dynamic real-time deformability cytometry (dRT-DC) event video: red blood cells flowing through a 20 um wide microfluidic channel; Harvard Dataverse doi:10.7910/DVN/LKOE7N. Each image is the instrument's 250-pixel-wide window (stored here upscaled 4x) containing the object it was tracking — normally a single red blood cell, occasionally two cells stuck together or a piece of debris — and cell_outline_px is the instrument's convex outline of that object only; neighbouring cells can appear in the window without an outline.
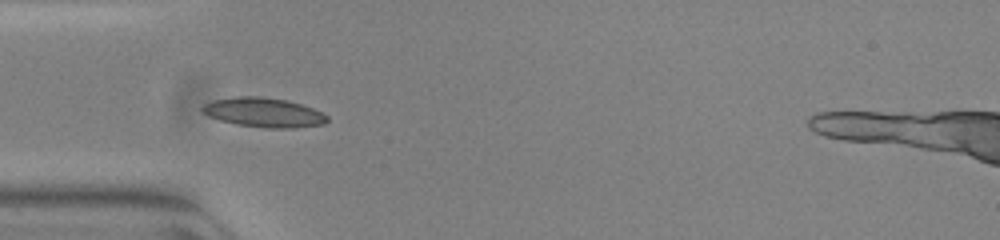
{"species": "common noctule bat (a hibernating species)", "species_latin": "Nyctalus noctula", "temperature_condition": "warm", "stored_images_in_passage": 35, "camera_frame_rate_fps": 3000, "um_per_image_px": 0.085, "animal": {"sex": "female", "body_mass_g": 23.0, "forearm_length_mm": 53.4}, "frame": {"image": 1, "passage_image": 1, "time_ms": 0.0, "image_size_px": [1000, 240], "cell_outline_px": [[328, 120], [324, 124], [296, 128], [264, 128], [236, 124], [220, 120], [208, 116], [200, 112], [200, 108], [204, 104], [212, 100], [236, 96], [260, 96], [288, 100], [312, 108], [328, 116]], "centroid_in_image_um": [22.38, 9.56], "position_along_channel_um": 62.6, "area_um2": 21.62}}
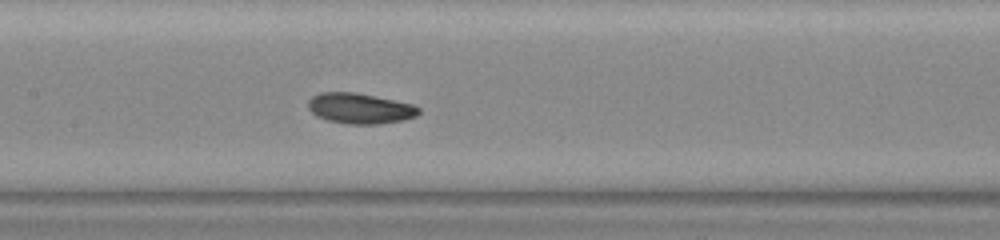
{"frame": {"image": 2, "passage_image": 10, "time_ms": 3.0, "image_size_px": [1000, 240], "cell_outline_px": [[420, 112], [416, 116], [404, 120], [380, 124], [348, 124], [328, 120], [316, 116], [308, 108], [308, 100], [312, 96], [320, 92], [356, 92], [412, 104], [420, 108]], "centroid_in_image_um": [30.59, 9.21], "position_along_channel_um": 176.8, "area_um2": 19.71}}
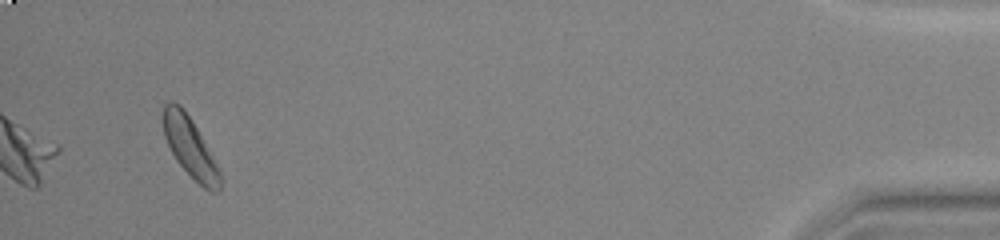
{"frame": {"image": 3, "passage_image": 35, "time_ms": 11.333, "image_size_px": [1000, 240], "cell_outline_px": [[220, 188], [216, 192], [212, 192], [204, 188], [176, 160], [164, 136], [160, 116], [164, 104], [168, 100], [172, 100], [180, 104], [192, 120], [216, 164], [220, 172]], "centroid_in_image_um": [16.08, 12.42], "position_along_channel_um": 419.1, "area_um2": 19.59}, "authors_computed_cell_mechanics": {"area_um2": 19.8832, "velocity_mm_per_s": 3.838, "shape_relaxation_time_tau1_ms": 3.0349, "shape_relaxation_time_tau2_ms": null, "deformation_change_tau1": 0.0837, "deformation_change_tau2": null}}